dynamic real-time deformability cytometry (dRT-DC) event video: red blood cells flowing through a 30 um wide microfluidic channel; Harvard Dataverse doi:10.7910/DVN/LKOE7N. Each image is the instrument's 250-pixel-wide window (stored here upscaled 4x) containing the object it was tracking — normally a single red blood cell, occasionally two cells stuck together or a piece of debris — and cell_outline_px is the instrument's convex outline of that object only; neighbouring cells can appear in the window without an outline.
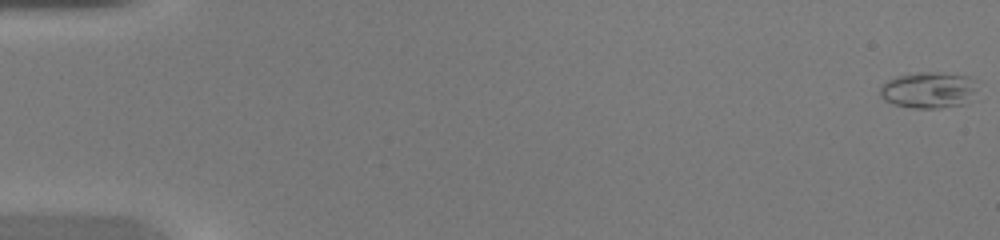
{"species": "common noctule bat (a hibernating species)", "species_latin": "Nyctalus noctula", "temperature_condition": "warm", "stored_images_in_passage": 49, "camera_frame_rate_fps": 3000, "um_per_image_px": 0.085, "animal": {"sex": "female", "body_mass_g": 20.0, "forearm_length_mm": 54.0}, "frame": {"image": 1, "passage_image": 1, "time_ms": 0.0, "image_size_px": [1000, 240], "cell_outline_px": [[980, 80], [976, 88], [964, 104], [936, 108], [912, 108], [896, 104], [884, 100], [880, 96], [880, 88], [888, 80], [896, 76], [916, 72], [940, 72], [972, 76]], "centroid_in_image_um": [78.96, 7.62], "position_along_channel_um": 6.0, "area_um2": 20.69}}
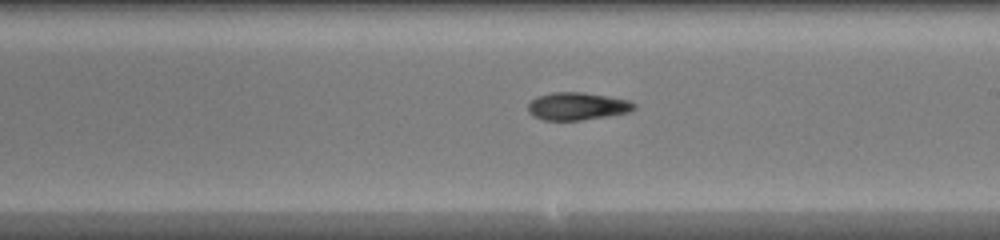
{"frame": {"image": 2, "passage_image": 29, "time_ms": 9.333, "image_size_px": [1000, 240], "cell_outline_px": [[636, 108], [628, 112], [608, 116], [580, 120], [544, 120], [532, 116], [528, 112], [528, 104], [536, 96], [552, 92], [584, 92], [608, 96], [628, 100], [636, 104]], "centroid_in_image_um": [49.05, 9.02], "position_along_channel_um": 240.0, "area_um2": 17.17}}
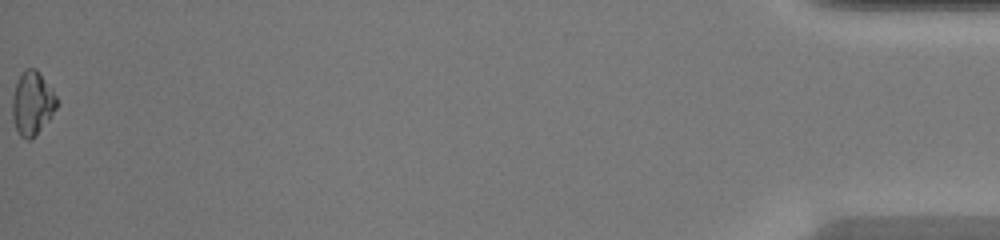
{"frame": {"image": 3, "passage_image": 49, "time_ms": 16.0, "image_size_px": [1000, 240], "cell_outline_px": [[56, 108], [48, 120], [36, 136], [28, 140], [20, 136], [16, 128], [12, 116], [12, 96], [16, 84], [20, 76], [28, 68], [36, 68], [52, 88], [56, 96]], "centroid_in_image_um": [2.74, 8.79], "position_along_channel_um": 432.5, "area_um2": 16.3}, "authors_computed_cell_mechanics": {"area_um2": 17.629, "velocity_mm_per_s": 4.3535, "shape_relaxation_time_tau1_ms": 7.4858, "shape_relaxation_time_tau2_ms": 1.667, "deformation_change_tau1": 0.2701, "deformation_change_tau2": 0.0513}}